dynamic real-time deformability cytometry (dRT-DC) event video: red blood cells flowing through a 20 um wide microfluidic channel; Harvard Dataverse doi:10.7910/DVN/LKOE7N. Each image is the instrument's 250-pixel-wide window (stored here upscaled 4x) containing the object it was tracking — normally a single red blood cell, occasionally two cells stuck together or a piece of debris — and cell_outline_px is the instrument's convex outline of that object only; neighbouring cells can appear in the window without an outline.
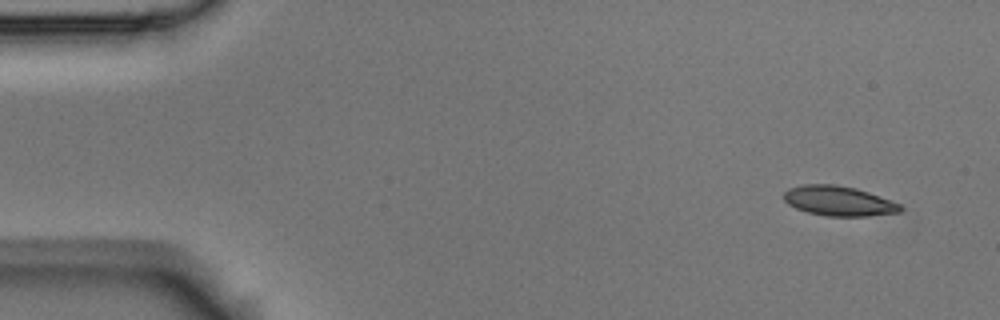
{"species": "Egyptian fruit bat (a non-hibernating species)", "species_latin": "Rousettus aegyptiacus", "temperature_condition": "room temperature", "stored_images_in_passage": 8, "camera_frame_rate_fps": 3000, "um_per_image_px": 0.085, "animal": {"sex": "male"}, "frame": {"image": 1, "passage_image": 1, "time_ms": 0.0, "image_size_px": [1000, 320], "cell_outline_px": [[904, 208], [900, 212], [868, 216], [828, 216], [808, 212], [796, 208], [788, 204], [784, 200], [784, 192], [788, 188], [804, 184], [836, 184], [856, 188], [868, 192], [900, 204]], "centroid_in_image_um": [71.28, 17.07], "position_along_channel_um": 13.7, "area_um2": 20.23}}
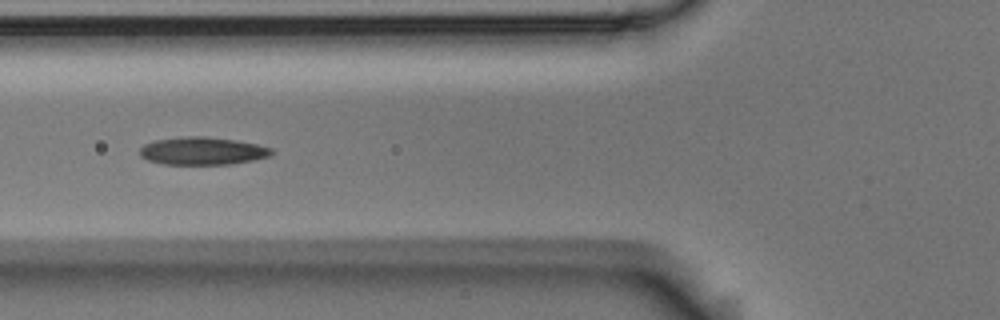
{"frame": {"image": 2, "passage_image": 6, "time_ms": 1.667, "image_size_px": [1000, 320], "cell_outline_px": [[272, 156], [232, 164], [164, 164], [148, 160], [140, 156], [140, 148], [144, 144], [156, 140], [188, 136], [208, 136], [236, 140], [256, 144], [272, 148]], "centroid_in_image_um": [17.22, 12.83], "position_along_channel_um": 108.6, "area_um2": 21.27}}
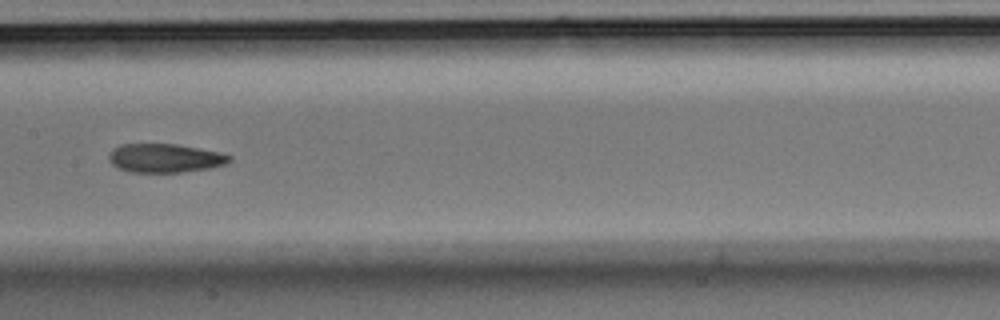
{"frame": {"image": 3, "passage_image": 8, "time_ms": 2.333, "image_size_px": [1000, 320], "cell_outline_px": [[232, 160], [228, 164], [208, 168], [180, 172], [132, 172], [120, 168], [112, 164], [108, 160], [108, 156], [112, 148], [120, 144], [176, 144], [220, 152], [232, 156]], "centroid_in_image_um": [14.03, 13.43], "position_along_channel_um": 193.4, "area_um2": 20.23}}